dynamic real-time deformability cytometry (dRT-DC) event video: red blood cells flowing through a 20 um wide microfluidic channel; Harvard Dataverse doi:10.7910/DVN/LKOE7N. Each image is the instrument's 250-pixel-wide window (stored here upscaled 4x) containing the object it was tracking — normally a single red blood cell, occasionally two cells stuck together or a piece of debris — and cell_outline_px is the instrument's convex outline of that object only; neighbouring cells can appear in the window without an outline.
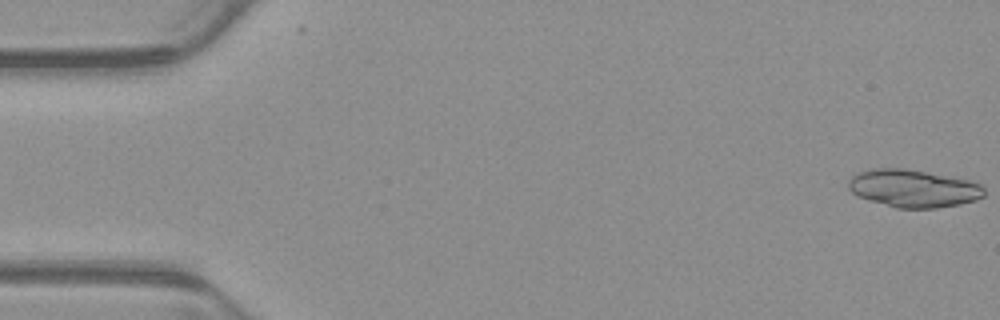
{"species": "common noctule bat (a hibernating species)", "species_latin": "Nyctalus noctula", "temperature_condition": "warm", "stored_images_in_passage": 54, "segment_of_instrument_passage": [1, 2], "camera_frame_rate_fps": 3000, "um_per_image_px": 0.085, "animal": {"sex": "male", "body_mass_g": 23.1, "forearm_length_mm": 52.7}, "frame": {"image": 1, "passage_image": 1, "time_ms": 0.0, "image_size_px": [1000, 320], "cell_outline_px": [[984, 196], [976, 200], [960, 204], [936, 208], [896, 208], [868, 200], [852, 192], [848, 188], [848, 180], [856, 172], [872, 168], [904, 168], [968, 180], [980, 184], [984, 188]], "centroid_in_image_um": [77.6, 16.01], "position_along_channel_um": 7.4, "area_um2": 29.77}}